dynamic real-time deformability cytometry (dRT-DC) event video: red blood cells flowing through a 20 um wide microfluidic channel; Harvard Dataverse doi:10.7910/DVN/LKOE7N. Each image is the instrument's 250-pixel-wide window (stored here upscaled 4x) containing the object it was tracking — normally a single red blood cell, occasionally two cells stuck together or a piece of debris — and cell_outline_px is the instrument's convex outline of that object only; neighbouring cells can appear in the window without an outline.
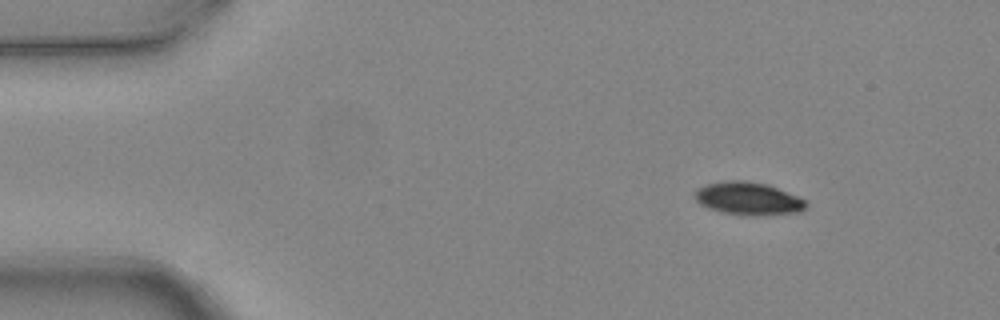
{"species": "common noctule bat (a hibernating species)", "species_latin": "Nyctalus noctula", "temperature_condition": "warm", "stored_images_in_passage": 4, "camera_frame_rate_fps": 3000, "um_per_image_px": 0.085, "animal": {"sex": "female", "body_mass_g": 24.6, "forearm_length_mm": 56.2}, "frame": {"image": 1, "passage_image": 1, "time_ms": 0.0, "image_size_px": [1000, 320], "cell_outline_px": [[808, 204], [800, 212], [756, 216], [744, 216], [724, 212], [708, 208], [700, 204], [696, 200], [692, 192], [696, 188], [704, 184], [728, 180], [744, 180], [768, 184], [796, 196], [804, 200]], "centroid_in_image_um": [63.54, 16.87], "position_along_channel_um": 21.5, "area_um2": 21.5}}
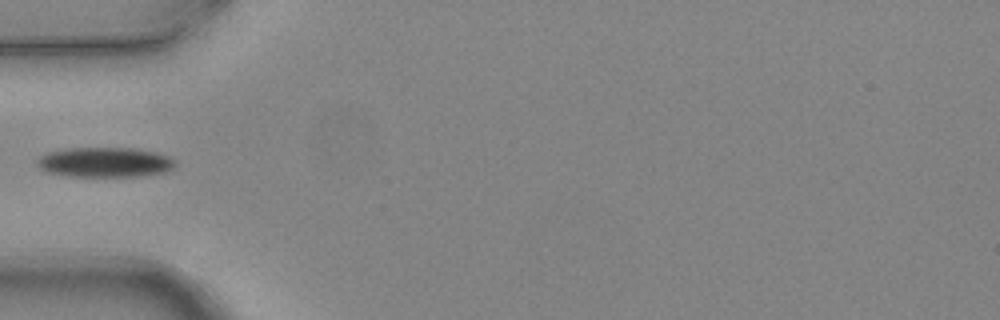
{"frame": {"image": 2, "passage_image": 4, "time_ms": 1.0, "image_size_px": [1000, 320], "cell_outline_px": [[176, 164], [172, 168], [164, 172], [140, 176], [68, 176], [48, 172], [40, 168], [36, 164], [36, 160], [40, 156], [48, 152], [68, 148], [132, 148], [156, 152], [168, 156], [176, 160]], "centroid_in_image_um": [8.91, 13.79], "position_along_channel_um": 76.1, "area_um2": 24.04}}